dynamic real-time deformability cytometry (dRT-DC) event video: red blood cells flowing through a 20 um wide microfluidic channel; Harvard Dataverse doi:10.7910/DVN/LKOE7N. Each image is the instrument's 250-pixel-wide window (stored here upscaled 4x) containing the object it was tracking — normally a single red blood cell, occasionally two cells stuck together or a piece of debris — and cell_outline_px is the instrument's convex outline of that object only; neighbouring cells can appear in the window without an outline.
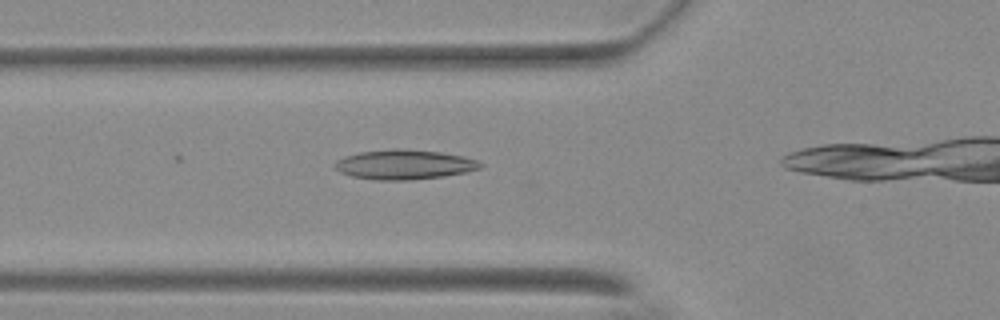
{"species": "Egyptian fruit bat (a non-hibernating species)", "species_latin": "Rousettus aegyptiacus", "temperature_condition": "warm", "stored_images_in_passage": 6, "camera_frame_rate_fps": 3000, "um_per_image_px": 0.085, "animal": {"sex": "female"}, "frame": {"image": 1, "passage_image": 6, "time_ms": 1.667, "image_size_px": [1000, 320], "cell_outline_px": [[484, 164], [480, 168], [468, 172], [444, 176], [412, 180], [376, 180], [352, 176], [340, 172], [332, 164], [336, 160], [344, 156], [360, 152], [392, 148], [400, 148], [440, 152], [464, 156], [476, 160]], "centroid_in_image_um": [34.36, 13.98], "position_along_channel_um": 91.4, "area_um2": 25.37}}